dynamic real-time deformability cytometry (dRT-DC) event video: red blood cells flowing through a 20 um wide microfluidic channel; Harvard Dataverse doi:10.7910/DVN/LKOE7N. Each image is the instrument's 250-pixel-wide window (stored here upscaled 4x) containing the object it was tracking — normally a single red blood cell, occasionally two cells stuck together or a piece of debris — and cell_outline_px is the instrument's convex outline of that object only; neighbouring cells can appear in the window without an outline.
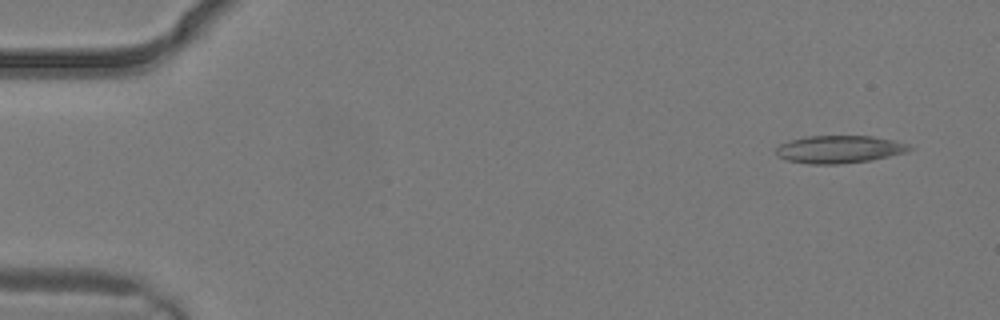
{"species": "common noctule bat (a hibernating species)", "species_latin": "Nyctalus noctula", "temperature_condition": "warm", "stored_images_in_passage": 2, "camera_frame_rate_fps": 3000, "um_per_image_px": 0.085, "animal": {"sex": "male", "body_mass_g": 19.2, "forearm_length_mm": 51.8}, "frame": {"image": 1, "passage_image": 1, "time_ms": 0.0, "image_size_px": [1000, 320], "cell_outline_px": [[912, 148], [908, 152], [872, 160], [840, 164], [808, 164], [788, 160], [776, 156], [776, 148], [780, 144], [788, 140], [808, 136], [872, 136], [892, 140], [908, 144]], "centroid_in_image_um": [71.32, 12.69], "position_along_channel_um": 13.7, "area_um2": 21.56}}